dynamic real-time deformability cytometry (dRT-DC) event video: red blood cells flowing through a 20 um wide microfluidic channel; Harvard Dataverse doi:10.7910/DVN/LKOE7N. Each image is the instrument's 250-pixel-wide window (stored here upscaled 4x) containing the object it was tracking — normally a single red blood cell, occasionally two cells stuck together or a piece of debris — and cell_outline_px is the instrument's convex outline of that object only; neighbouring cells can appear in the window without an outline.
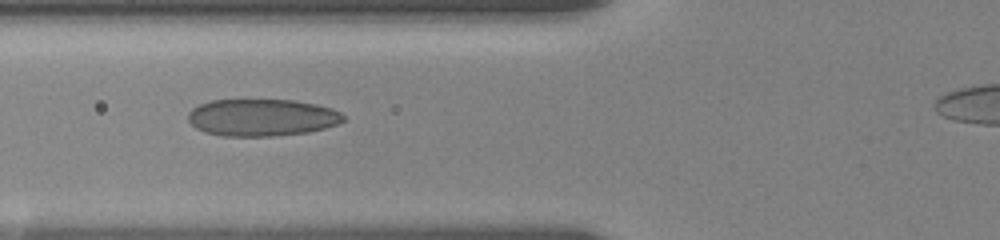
{"species": "human", "species_latin": "Homo sapiens", "temperature_condition": "room temperature", "stored_images_in_passage": 10, "camera_frame_rate_fps": 3000, "um_per_image_px": 0.085, "donor": {"sex": "female"}, "frame": {"image": 1, "passage_image": 6, "time_ms": 5.333, "image_size_px": [1000, 240], "cell_outline_px": [[344, 120], [336, 124], [324, 128], [308, 132], [272, 136], [220, 136], [204, 132], [196, 128], [188, 120], [188, 112], [192, 108], [200, 104], [212, 100], [292, 100], [316, 104], [332, 108], [340, 112], [344, 116]], "centroid_in_image_um": [22.23, 9.99], "position_along_channel_um": 103.6, "area_um2": 33.58}}
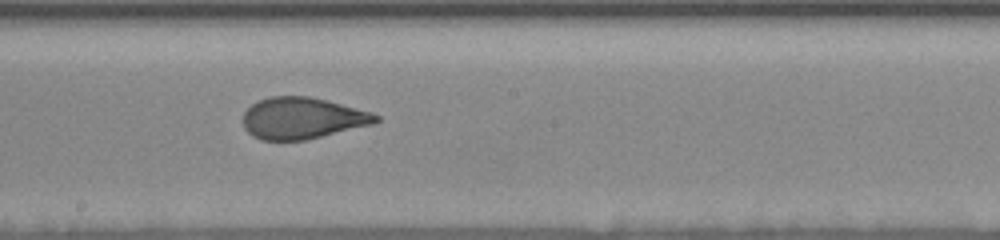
{"frame": {"image": 2, "passage_image": 9, "time_ms": 8.667, "image_size_px": [1000, 240], "cell_outline_px": [[380, 120], [372, 124], [304, 140], [260, 140], [252, 136], [244, 128], [244, 112], [252, 104], [260, 100], [272, 96], [308, 96], [328, 100], [372, 112], [380, 116]], "centroid_in_image_um": [25.7, 10.04], "position_along_channel_um": 222.5, "area_um2": 31.96}}
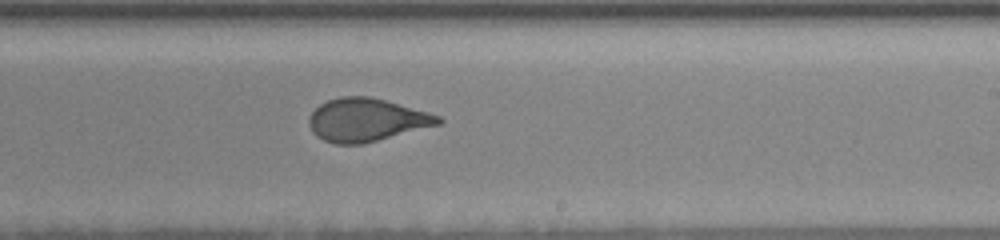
{"frame": {"image": 3, "passage_image": 10, "time_ms": 9.667, "image_size_px": [1000, 240], "cell_outline_px": [[444, 120], [440, 124], [364, 144], [336, 144], [324, 140], [316, 136], [312, 132], [308, 124], [308, 116], [320, 104], [328, 100], [340, 96], [368, 96], [384, 100], [428, 112], [440, 116]], "centroid_in_image_um": [31.12, 10.2], "position_along_channel_um": 257.9, "area_um2": 32.43}}